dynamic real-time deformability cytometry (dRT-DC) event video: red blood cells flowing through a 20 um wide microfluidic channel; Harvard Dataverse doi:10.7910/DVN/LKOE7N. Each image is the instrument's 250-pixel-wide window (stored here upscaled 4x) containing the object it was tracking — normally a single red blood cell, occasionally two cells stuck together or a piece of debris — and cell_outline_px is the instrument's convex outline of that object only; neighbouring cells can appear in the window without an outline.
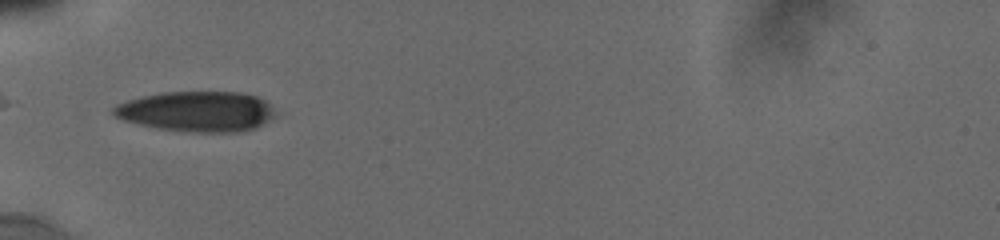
{"species": "human", "species_latin": "Homo sapiens", "temperature_condition": "cold", "stored_images_in_passage": 83, "camera_frame_rate_fps": 3000, "um_per_image_px": 0.085, "donor": {"sex": "male"}, "frame": {"image": 1, "passage_image": 1, "time_ms": 0.0, "image_size_px": [1000, 240], "cell_outline_px": [[276, 116], [256, 128], [244, 132], [196, 132], [156, 128], [124, 120], [116, 116], [112, 112], [112, 108], [116, 104], [128, 100], [160, 92], [240, 92], [256, 96], [264, 100], [272, 108]], "centroid_in_image_um": [16.75, 9.47], "position_along_channel_um": 68.3, "area_um2": 37.97}}
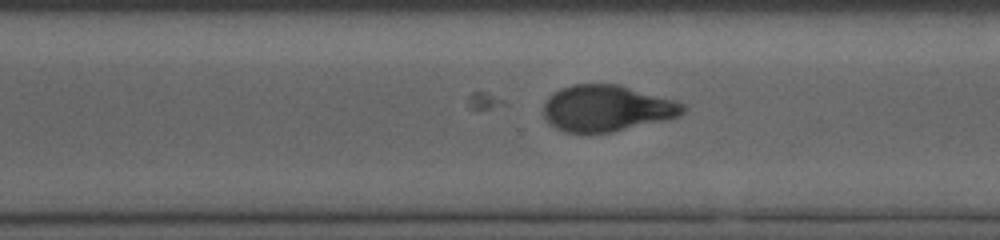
{"frame": {"image": 2, "passage_image": 43, "time_ms": 6.667, "image_size_px": [1000, 240], "cell_outline_px": [[688, 108], [680, 116], [664, 120], [612, 132], [564, 132], [556, 128], [544, 116], [544, 104], [548, 96], [560, 88], [572, 84], [620, 84], [676, 100], [684, 104]], "centroid_in_image_um": [51.61, 9.18], "position_along_channel_um": 319.0, "area_um2": 37.69}}
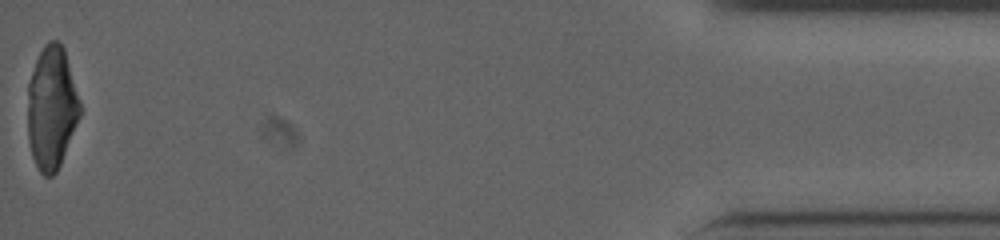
{"frame": {"image": 3, "passage_image": 82, "time_ms": 11.667, "image_size_px": [1000, 240], "cell_outline_px": [[80, 116], [60, 164], [56, 172], [52, 176], [44, 176], [40, 172], [32, 156], [28, 140], [28, 84], [36, 60], [44, 44], [48, 40], [56, 40], [64, 48], [80, 100]], "centroid_in_image_um": [4.38, 9.16], "position_along_channel_um": 430.8, "area_um2": 37.28}, "authors_computed_cell_mechanics": {"area_um2": 37.2232, "velocity_mm_per_s": 3.6761, "shape_relaxation_time_tau1_ms": 4.8904, "shape_relaxation_time_tau2_ms": null, "deformation_change_tau1": null, "deformation_change_tau2": null}}